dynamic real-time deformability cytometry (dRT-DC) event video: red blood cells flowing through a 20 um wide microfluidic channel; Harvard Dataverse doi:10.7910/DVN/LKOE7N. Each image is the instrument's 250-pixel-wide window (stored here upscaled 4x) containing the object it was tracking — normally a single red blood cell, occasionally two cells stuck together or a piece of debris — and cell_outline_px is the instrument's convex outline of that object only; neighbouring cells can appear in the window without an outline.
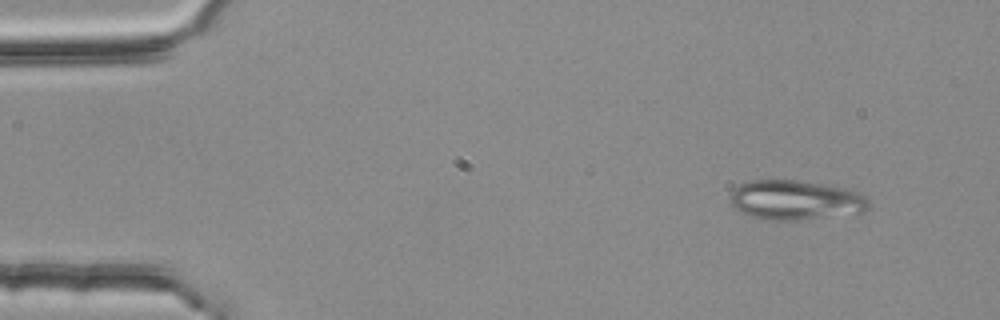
{"species": "common noctule bat (a hibernating species)", "species_latin": "Nyctalus noctula", "temperature_condition": "room temperature", "stored_images_in_passage": 3, "camera_frame_rate_fps": 3000, "um_per_image_px": 0.085, "animal": {"sex": "female", "body_mass_g": 25.1}, "frame": {"image": 1, "passage_image": 1, "time_ms": 0.0, "image_size_px": [1000, 320], "cell_outline_px": [[868, 208], [864, 212], [800, 220], [764, 220], [748, 216], [736, 208], [732, 204], [732, 192], [740, 184], [752, 180], [796, 180], [832, 184], [848, 188], [864, 196], [868, 200]], "centroid_in_image_um": [67.65, 17.0], "position_along_channel_um": 17.3, "area_um2": 32.08}}